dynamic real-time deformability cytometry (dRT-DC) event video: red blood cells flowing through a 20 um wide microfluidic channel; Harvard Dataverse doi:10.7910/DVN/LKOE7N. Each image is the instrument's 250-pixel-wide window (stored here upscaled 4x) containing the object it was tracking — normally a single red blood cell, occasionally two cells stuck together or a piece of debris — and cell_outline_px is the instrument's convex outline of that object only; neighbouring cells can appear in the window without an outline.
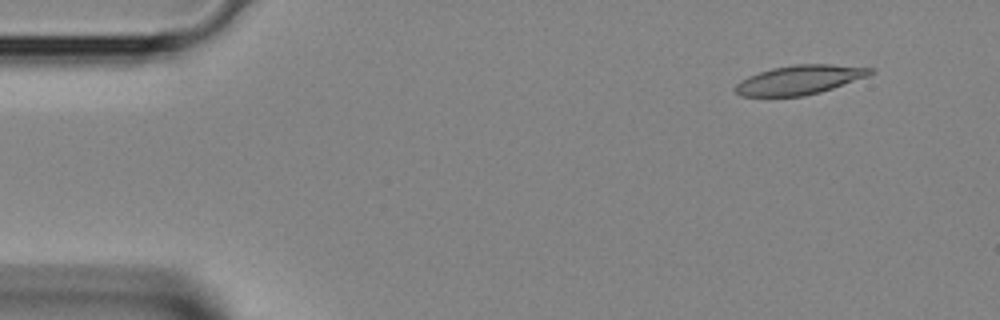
{"species": "Egyptian fruit bat (a non-hibernating species)", "species_latin": "Rousettus aegyptiacus", "temperature_condition": "room temperature", "stored_images_in_passage": 3, "camera_frame_rate_fps": 3000, "um_per_image_px": 0.085, "animal": {"sex": "female"}, "frame": {"image": 1, "passage_image": 1, "time_ms": 0.0, "image_size_px": [1000, 320], "cell_outline_px": [[876, 72], [868, 76], [820, 92], [804, 96], [740, 96], [732, 88], [740, 80], [748, 76], [772, 68], [792, 64], [832, 64], [872, 68]], "centroid_in_image_um": [67.95, 6.78], "position_along_channel_um": 17.1, "area_um2": 23.0}}
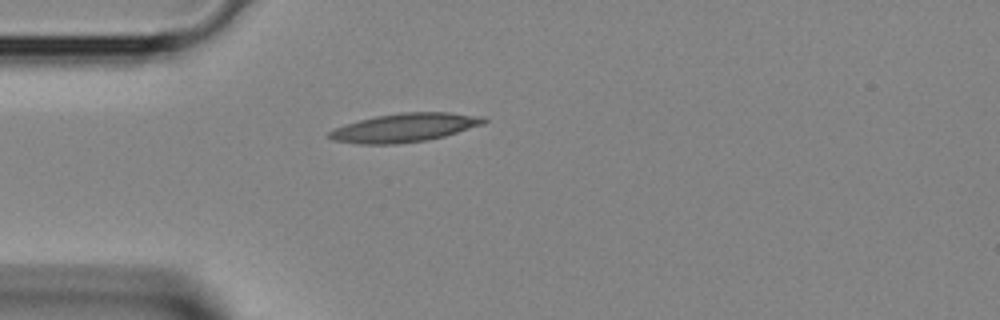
{"frame": {"image": 2, "passage_image": 3, "time_ms": 0.667, "image_size_px": [1000, 320], "cell_outline_px": [[488, 120], [484, 124], [444, 136], [428, 140], [396, 144], [360, 144], [332, 140], [328, 136], [328, 132], [344, 124], [376, 116], [404, 112], [448, 112], [484, 116]], "centroid_in_image_um": [34.41, 10.85], "position_along_channel_um": 50.6, "area_um2": 25.78}}